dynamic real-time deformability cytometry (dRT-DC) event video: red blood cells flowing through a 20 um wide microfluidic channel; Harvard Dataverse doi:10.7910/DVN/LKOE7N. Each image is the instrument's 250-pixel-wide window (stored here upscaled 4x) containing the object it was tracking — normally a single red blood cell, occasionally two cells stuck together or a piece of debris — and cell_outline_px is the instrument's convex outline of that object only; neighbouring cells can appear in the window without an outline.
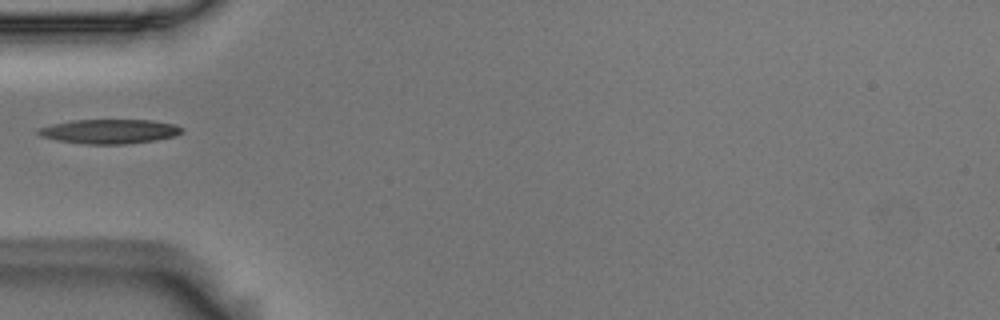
{"species": "Egyptian fruit bat (a non-hibernating species)", "species_latin": "Rousettus aegyptiacus", "temperature_condition": "room temperature", "stored_images_in_passage": 37, "camera_frame_rate_fps": 3000, "um_per_image_px": 0.085, "animal": {"sex": "male"}, "frame": {"image": 1, "passage_image": 1, "time_ms": 0.0, "image_size_px": [1000, 320], "cell_outline_px": [[184, 128], [176, 136], [156, 140], [128, 144], [84, 144], [56, 140], [40, 136], [36, 132], [36, 128], [52, 124], [72, 120], [152, 120], [176, 124]], "centroid_in_image_um": [9.29, 11.17], "position_along_channel_um": 75.7, "area_um2": 20.63}}
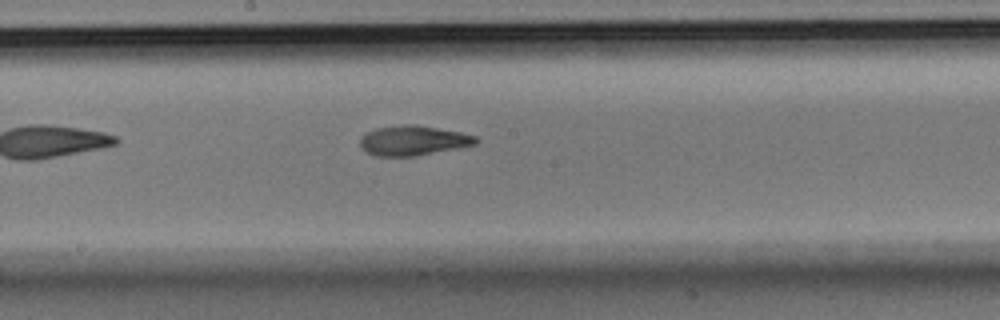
{"frame": {"image": 2, "passage_image": 12, "time_ms": 3.667, "image_size_px": [1000, 320], "cell_outline_px": [[480, 140], [476, 144], [416, 156], [376, 156], [360, 148], [360, 136], [376, 128], [408, 124], [412, 124], [460, 132], [476, 136]], "centroid_in_image_um": [35.1, 11.95], "position_along_channel_um": 213.1, "area_um2": 19.94}}
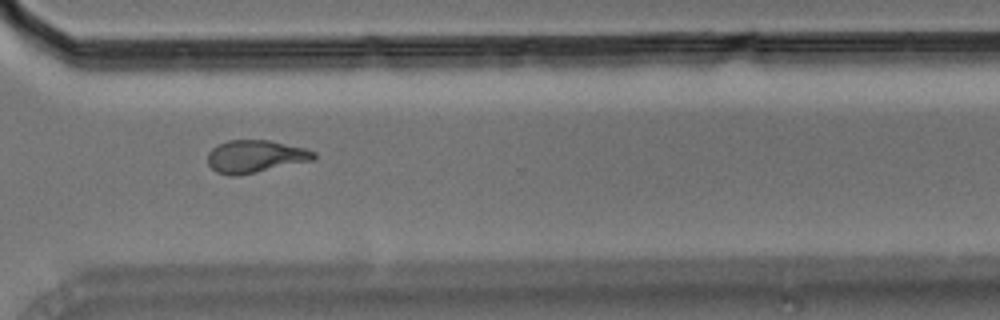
{"frame": {"image": 3, "passage_image": 23, "time_ms": 7.333, "image_size_px": [1000, 320], "cell_outline_px": [[316, 156], [312, 160], [256, 172], [236, 176], [228, 176], [216, 172], [208, 164], [208, 152], [212, 148], [228, 140], [268, 140], [304, 148], [316, 152]], "centroid_in_image_um": [21.67, 13.3], "position_along_channel_um": 348.9, "area_um2": 19.94}}